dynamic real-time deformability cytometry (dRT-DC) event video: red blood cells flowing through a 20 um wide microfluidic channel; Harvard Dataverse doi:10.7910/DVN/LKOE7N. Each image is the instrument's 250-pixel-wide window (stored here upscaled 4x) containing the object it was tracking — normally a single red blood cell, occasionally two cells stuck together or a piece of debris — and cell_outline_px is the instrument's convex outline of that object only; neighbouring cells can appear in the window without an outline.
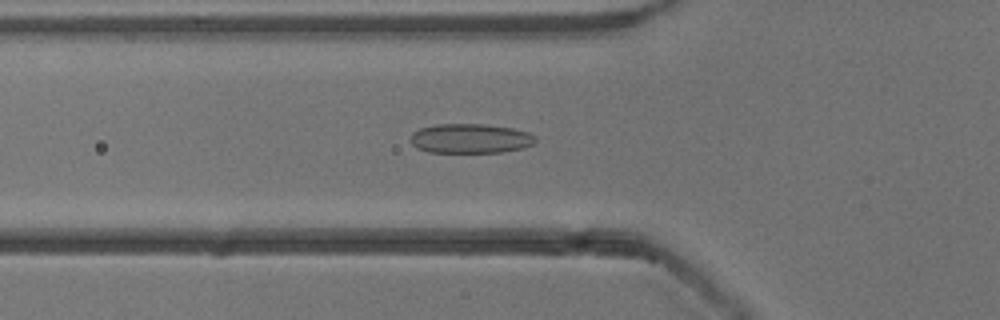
{"species": "common noctule bat (a hibernating species)", "species_latin": "Nyctalus noctula", "temperature_condition": "cold", "stored_images_in_passage": 53, "camera_frame_rate_fps": 3000, "um_per_image_px": 0.085, "animal": {"sex": "male", "body_mass_g": 13.3}, "frame": {"image": 1, "passage_image": 18, "time_ms": 5.667, "image_size_px": [1000, 320], "cell_outline_px": [[536, 140], [532, 144], [524, 148], [504, 152], [428, 152], [416, 148], [408, 140], [412, 132], [420, 128], [436, 124], [484, 124], [512, 128], [528, 132]], "centroid_in_image_um": [39.92, 11.77], "position_along_channel_um": 85.9, "area_um2": 21.62}}
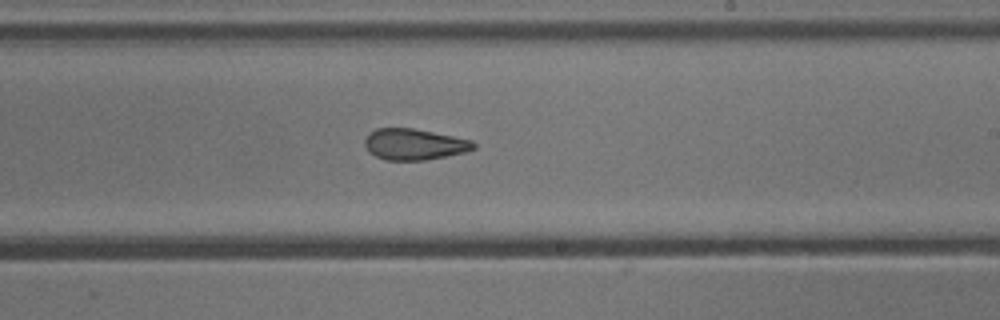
{"frame": {"image": 2, "passage_image": 31, "time_ms": 10.0, "image_size_px": [1000, 320], "cell_outline_px": [[476, 148], [464, 152], [424, 160], [384, 160], [368, 152], [364, 144], [364, 140], [368, 132], [376, 128], [412, 128], [472, 140], [476, 144]], "centroid_in_image_um": [35.16, 12.26], "position_along_channel_um": 253.8, "area_um2": 19.71}}
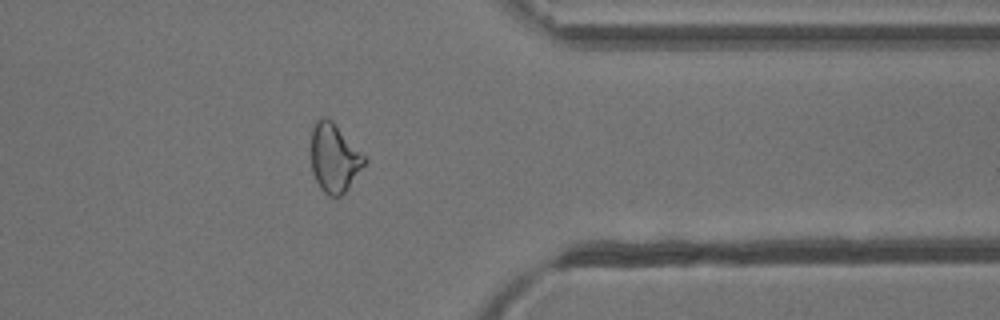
{"frame": {"image": 3, "passage_image": 42, "time_ms": 13.667, "image_size_px": [1000, 320], "cell_outline_px": [[368, 160], [348, 188], [340, 196], [328, 196], [320, 188], [312, 172], [312, 128], [316, 120], [320, 116], [324, 116], [332, 120]], "centroid_in_image_um": [28.4, 13.42], "position_along_channel_um": 383.0, "area_um2": 21.15}, "authors_computed_cell_mechanics": {"area_um2": 21.964, "velocity_mm_per_s": 3.8563, "shape_relaxation_time_tau1_ms": 9.5958, "shape_relaxation_time_tau2_ms": 2.529, "deformation_change_tau1": 0.1754, "deformation_change_tau2": 0.1027}}